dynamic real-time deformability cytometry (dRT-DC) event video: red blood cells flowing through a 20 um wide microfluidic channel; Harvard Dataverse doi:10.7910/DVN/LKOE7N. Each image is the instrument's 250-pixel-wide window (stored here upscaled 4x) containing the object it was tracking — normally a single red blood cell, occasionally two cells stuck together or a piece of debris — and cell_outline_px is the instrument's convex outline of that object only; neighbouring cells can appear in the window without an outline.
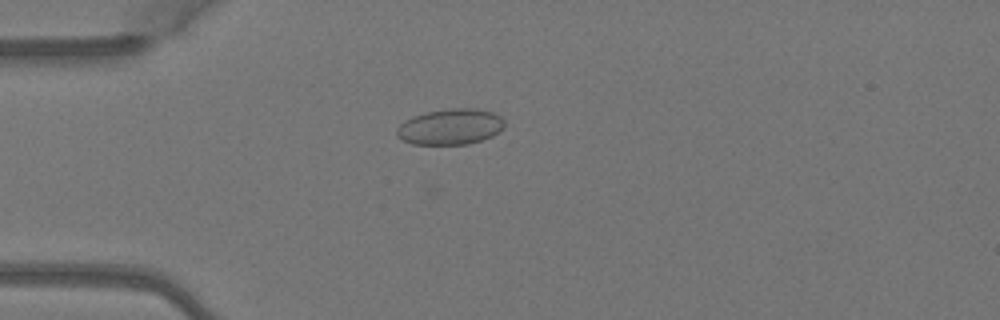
{"species": "Egyptian fruit bat (a non-hibernating species)", "species_latin": "Rousettus aegyptiacus", "temperature_condition": "warm", "stored_images_in_passage": 4, "camera_frame_rate_fps": 3000, "um_per_image_px": 0.085, "animal": {"sex": "female"}, "frame": {"image": 1, "passage_image": 4, "time_ms": 1.0, "image_size_px": [1000, 320], "cell_outline_px": [[504, 128], [492, 136], [468, 144], [412, 144], [396, 136], [396, 128], [400, 124], [412, 116], [424, 112], [452, 108], [476, 108], [492, 112], [500, 116], [504, 120]], "centroid_in_image_um": [38.27, 10.76], "position_along_channel_um": 46.7, "area_um2": 22.54}}